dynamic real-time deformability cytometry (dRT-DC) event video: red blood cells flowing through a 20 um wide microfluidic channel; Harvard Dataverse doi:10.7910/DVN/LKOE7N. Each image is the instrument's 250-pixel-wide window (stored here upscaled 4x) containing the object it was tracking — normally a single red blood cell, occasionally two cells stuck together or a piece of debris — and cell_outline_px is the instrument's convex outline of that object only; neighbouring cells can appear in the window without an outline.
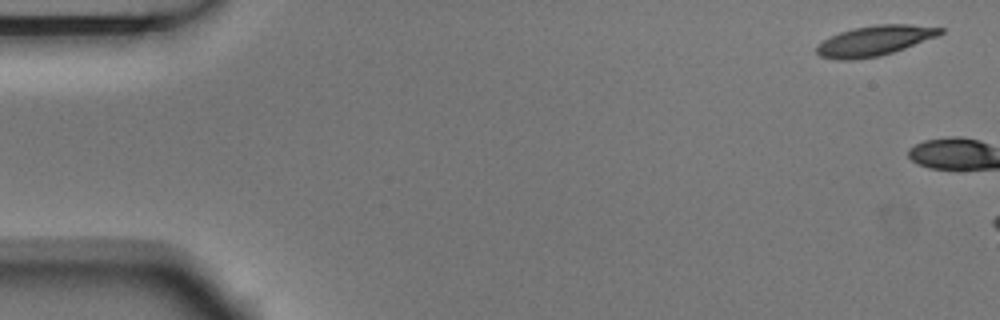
{"species": "Egyptian fruit bat (a non-hibernating species)", "species_latin": "Rousettus aegyptiacus", "temperature_condition": "room temperature", "stored_images_in_passage": 3, "camera_frame_rate_fps": 3000, "um_per_image_px": 0.085, "animal": {"sex": "male"}, "frame": {"image": 1, "passage_image": 1, "time_ms": 0.0, "image_size_px": [1000, 320], "cell_outline_px": [[944, 32], [936, 36], [904, 48], [880, 56], [856, 60], [836, 60], [820, 56], [816, 52], [816, 44], [840, 32], [856, 28], [876, 24], [908, 24], [944, 28]], "centroid_in_image_um": [74.3, 3.47], "position_along_channel_um": 10.7, "area_um2": 21.56}}